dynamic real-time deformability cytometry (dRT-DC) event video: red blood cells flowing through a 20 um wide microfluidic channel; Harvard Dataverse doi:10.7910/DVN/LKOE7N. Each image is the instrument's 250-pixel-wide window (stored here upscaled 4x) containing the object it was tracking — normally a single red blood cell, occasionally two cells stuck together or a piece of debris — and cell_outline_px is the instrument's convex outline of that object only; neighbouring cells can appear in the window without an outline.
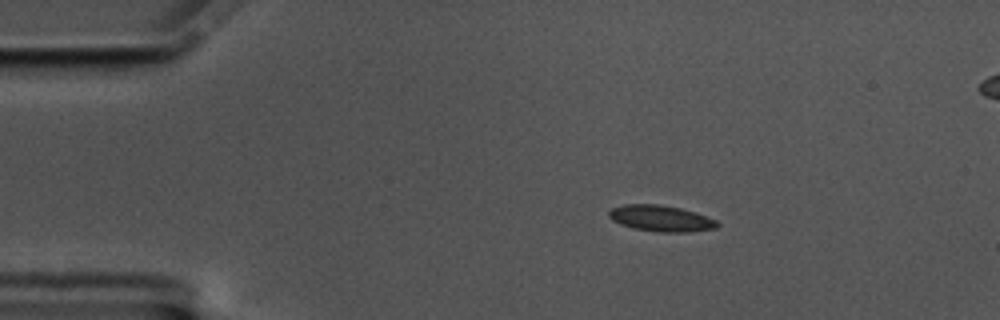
{"species": "common noctule bat (a hibernating species)", "species_latin": "Nyctalus noctula", "temperature_condition": "cold", "stored_images_in_passage": 41, "camera_frame_rate_fps": 3000, "um_per_image_px": 0.085, "animal": {"sex": "male", "body_mass_g": 17.5, "forearm_length_mm": 52.3}, "frame": {"image": 1, "passage_image": 1, "time_ms": 0.0, "image_size_px": [1000, 320], "cell_outline_px": [[720, 224], [716, 228], [688, 232], [656, 232], [632, 228], [620, 224], [612, 220], [608, 216], [608, 212], [612, 208], [624, 204], [660, 204], [680, 208], [696, 212], [716, 220]], "centroid_in_image_um": [56.17, 18.56], "position_along_channel_um": 28.8, "area_um2": 16.65}}
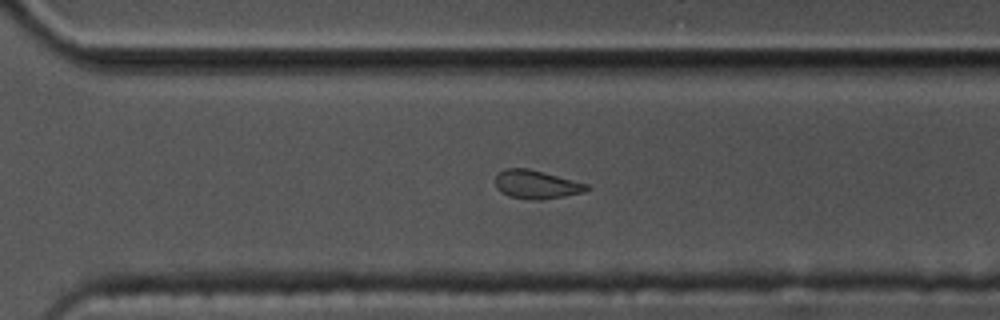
{"frame": {"image": 2, "passage_image": 31, "time_ms": 10.0, "image_size_px": [1000, 320], "cell_outline_px": [[592, 188], [584, 192], [564, 196], [540, 200], [532, 200], [508, 196], [500, 192], [496, 188], [496, 176], [504, 168], [528, 168], [544, 172], [588, 184]], "centroid_in_image_um": [45.59, 15.68], "position_along_channel_um": 325.0, "area_um2": 15.26}}
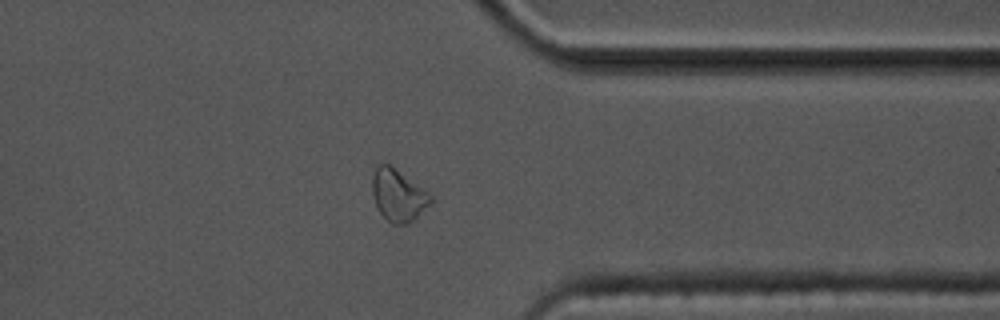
{"frame": {"image": 3, "passage_image": 36, "time_ms": 11.667, "image_size_px": [1000, 320], "cell_outline_px": [[432, 200], [408, 224], [392, 224], [380, 212], [376, 204], [372, 192], [372, 172], [376, 164], [388, 164], [428, 192], [432, 196]], "centroid_in_image_um": [33.79, 16.58], "position_along_channel_um": 377.6, "area_um2": 17.17}}